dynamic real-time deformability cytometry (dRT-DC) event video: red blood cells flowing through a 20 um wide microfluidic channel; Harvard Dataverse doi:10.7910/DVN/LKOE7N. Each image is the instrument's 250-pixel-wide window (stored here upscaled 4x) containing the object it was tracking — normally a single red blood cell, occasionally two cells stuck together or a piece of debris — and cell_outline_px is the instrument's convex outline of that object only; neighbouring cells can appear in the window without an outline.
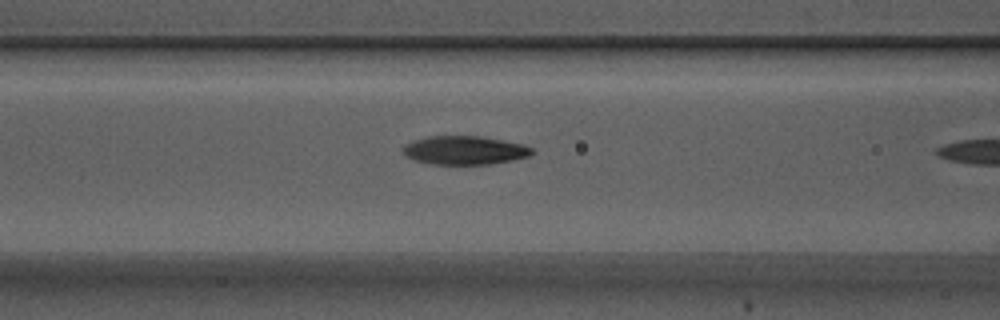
{"species": "Egyptian fruit bat (a non-hibernating species)", "species_latin": "Rousettus aegyptiacus", "temperature_condition": "warm", "stored_images_in_passage": 11, "camera_frame_rate_fps": 3000, "um_per_image_px": 0.085, "animal": {"sex": "male"}, "frame": {"image": 1, "passage_image": 10, "time_ms": 3.0, "image_size_px": [1000, 320], "cell_outline_px": [[532, 152], [528, 156], [512, 160], [488, 164], [432, 164], [416, 160], [404, 156], [404, 144], [412, 140], [428, 136], [480, 136], [504, 140], [524, 144], [532, 148]], "centroid_in_image_um": [39.47, 12.76], "position_along_channel_um": 127.1, "area_um2": 21.44}}